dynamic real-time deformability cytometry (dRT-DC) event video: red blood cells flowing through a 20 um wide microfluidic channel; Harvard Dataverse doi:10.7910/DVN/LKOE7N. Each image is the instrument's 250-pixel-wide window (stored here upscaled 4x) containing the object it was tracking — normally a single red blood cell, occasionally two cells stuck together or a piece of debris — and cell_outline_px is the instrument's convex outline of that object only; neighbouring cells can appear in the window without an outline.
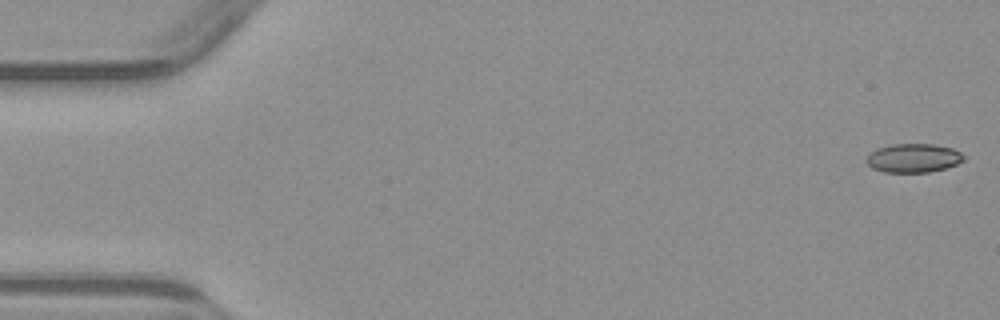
{"species": "common noctule bat (a hibernating species)", "species_latin": "Nyctalus noctula", "temperature_condition": "warm", "stored_images_in_passage": 4, "camera_frame_rate_fps": 3000, "um_per_image_px": 0.085, "animal": {"sex": "male", "body_mass_g": 23.1, "forearm_length_mm": 52.7}, "frame": {"image": 1, "passage_image": 1, "time_ms": 0.0, "image_size_px": [1000, 320], "cell_outline_px": [[964, 160], [956, 164], [944, 168], [928, 172], [884, 172], [872, 168], [868, 164], [868, 156], [876, 148], [892, 144], [936, 144], [952, 148], [960, 152], [964, 156]], "centroid_in_image_um": [77.65, 13.42], "position_along_channel_um": 7.3, "area_um2": 16.18}}
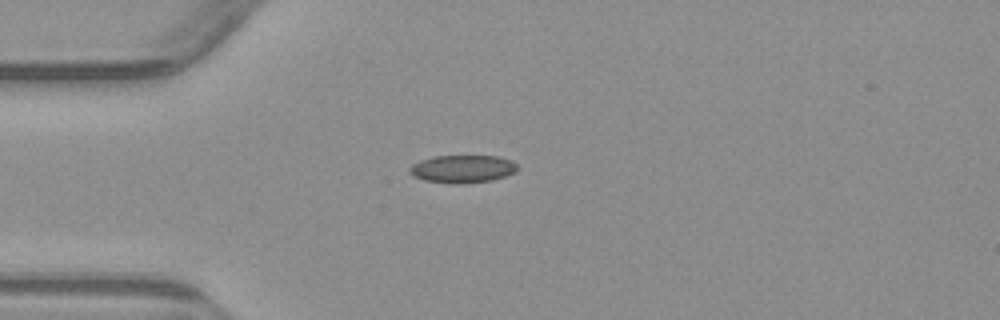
{"frame": {"image": 2, "passage_image": 4, "time_ms": 4.333, "image_size_px": [1000, 320], "cell_outline_px": [[516, 168], [512, 172], [504, 176], [492, 180], [424, 180], [412, 176], [408, 172], [408, 168], [412, 164], [420, 160], [436, 156], [496, 156], [512, 160], [516, 164]], "centroid_in_image_um": [39.27, 14.29], "position_along_channel_um": 45.7, "area_um2": 16.3}}